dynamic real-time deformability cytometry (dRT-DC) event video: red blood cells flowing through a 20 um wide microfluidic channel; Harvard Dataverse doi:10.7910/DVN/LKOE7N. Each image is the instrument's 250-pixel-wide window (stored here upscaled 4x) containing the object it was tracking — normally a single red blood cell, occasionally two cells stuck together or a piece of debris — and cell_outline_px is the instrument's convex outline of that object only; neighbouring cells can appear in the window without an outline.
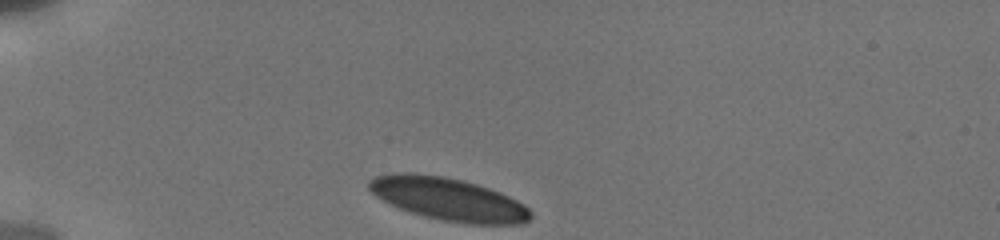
{"species": "human", "species_latin": "Homo sapiens", "temperature_condition": "cold", "stored_images_in_passage": 13, "camera_frame_rate_fps": 3000, "um_per_image_px": 0.085, "donor": {"sex": "male"}, "frame": {"image": 1, "passage_image": 1, "time_ms": 0.0, "image_size_px": [1000, 240], "cell_outline_px": [[532, 216], [524, 224], [468, 224], [444, 220], [424, 216], [400, 208], [376, 196], [368, 188], [368, 180], [376, 176], [396, 172], [412, 172], [444, 176], [464, 180], [500, 192], [524, 204], [532, 212]], "centroid_in_image_um": [38.12, 16.91], "position_along_channel_um": 46.9, "area_um2": 40.23}}
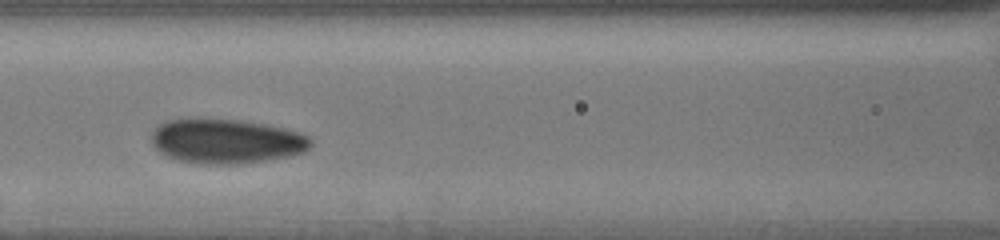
{"frame": {"image": 2, "passage_image": 8, "time_ms": 3.667, "image_size_px": [1000, 240], "cell_outline_px": [[312, 144], [304, 152], [288, 156], [240, 164], [204, 164], [180, 160], [168, 156], [160, 152], [152, 144], [152, 132], [160, 124], [168, 120], [196, 116], [204, 116], [244, 120], [268, 124], [300, 132], [308, 136], [312, 140]], "centroid_in_image_um": [19.22, 11.95], "position_along_channel_um": 147.4, "area_um2": 42.14}}
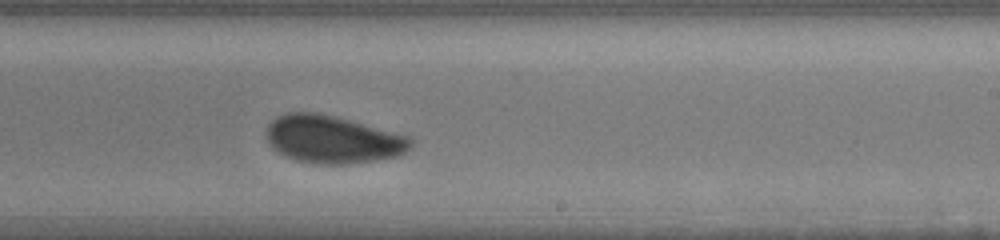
{"frame": {"image": 3, "passage_image": 13, "time_ms": 6.667, "image_size_px": [1000, 240], "cell_outline_px": [[412, 148], [396, 156], [348, 164], [316, 164], [296, 160], [284, 156], [276, 152], [272, 148], [268, 140], [268, 124], [276, 116], [284, 112], [316, 112], [336, 116], [412, 136]], "centroid_in_image_um": [28.28, 11.83], "position_along_channel_um": 260.7, "area_um2": 40.4}}